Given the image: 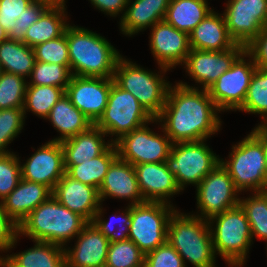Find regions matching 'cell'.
Here are the masks:
<instances>
[{
  "instance_id": "1",
  "label": "cell",
  "mask_w": 267,
  "mask_h": 267,
  "mask_svg": "<svg viewBox=\"0 0 267 267\" xmlns=\"http://www.w3.org/2000/svg\"><path fill=\"white\" fill-rule=\"evenodd\" d=\"M220 110L208 90L180 82L169 87L167 99L155 122L172 143L206 140L221 128Z\"/></svg>"
},
{
  "instance_id": "2",
  "label": "cell",
  "mask_w": 267,
  "mask_h": 267,
  "mask_svg": "<svg viewBox=\"0 0 267 267\" xmlns=\"http://www.w3.org/2000/svg\"><path fill=\"white\" fill-rule=\"evenodd\" d=\"M72 75L113 78L119 52L104 37L88 29L66 28Z\"/></svg>"
},
{
  "instance_id": "3",
  "label": "cell",
  "mask_w": 267,
  "mask_h": 267,
  "mask_svg": "<svg viewBox=\"0 0 267 267\" xmlns=\"http://www.w3.org/2000/svg\"><path fill=\"white\" fill-rule=\"evenodd\" d=\"M88 223L84 217L70 211L52 195L20 223L19 235L64 247Z\"/></svg>"
},
{
  "instance_id": "4",
  "label": "cell",
  "mask_w": 267,
  "mask_h": 267,
  "mask_svg": "<svg viewBox=\"0 0 267 267\" xmlns=\"http://www.w3.org/2000/svg\"><path fill=\"white\" fill-rule=\"evenodd\" d=\"M208 220L196 215L179 213L176 209L169 218L167 242L195 267H215V252Z\"/></svg>"
},
{
  "instance_id": "5",
  "label": "cell",
  "mask_w": 267,
  "mask_h": 267,
  "mask_svg": "<svg viewBox=\"0 0 267 267\" xmlns=\"http://www.w3.org/2000/svg\"><path fill=\"white\" fill-rule=\"evenodd\" d=\"M229 161L220 159L236 189L261 192L267 187L263 149V131L257 126L241 142L232 147Z\"/></svg>"
},
{
  "instance_id": "6",
  "label": "cell",
  "mask_w": 267,
  "mask_h": 267,
  "mask_svg": "<svg viewBox=\"0 0 267 267\" xmlns=\"http://www.w3.org/2000/svg\"><path fill=\"white\" fill-rule=\"evenodd\" d=\"M215 222L212 230L211 224ZM208 224L215 254L223 257L231 267L243 266L253 237L249 221L240 205L210 218Z\"/></svg>"
},
{
  "instance_id": "7",
  "label": "cell",
  "mask_w": 267,
  "mask_h": 267,
  "mask_svg": "<svg viewBox=\"0 0 267 267\" xmlns=\"http://www.w3.org/2000/svg\"><path fill=\"white\" fill-rule=\"evenodd\" d=\"M113 79L120 88L130 92L153 118L161 113L171 85L161 74L145 70L121 57Z\"/></svg>"
},
{
  "instance_id": "8",
  "label": "cell",
  "mask_w": 267,
  "mask_h": 267,
  "mask_svg": "<svg viewBox=\"0 0 267 267\" xmlns=\"http://www.w3.org/2000/svg\"><path fill=\"white\" fill-rule=\"evenodd\" d=\"M155 122L147 110L130 93L120 88L115 82L112 83L106 108L94 124L106 135H115V143L124 134L138 129L145 124Z\"/></svg>"
},
{
  "instance_id": "9",
  "label": "cell",
  "mask_w": 267,
  "mask_h": 267,
  "mask_svg": "<svg viewBox=\"0 0 267 267\" xmlns=\"http://www.w3.org/2000/svg\"><path fill=\"white\" fill-rule=\"evenodd\" d=\"M204 142H177L171 146L166 164L181 190L187 184L197 186L220 163Z\"/></svg>"
},
{
  "instance_id": "10",
  "label": "cell",
  "mask_w": 267,
  "mask_h": 267,
  "mask_svg": "<svg viewBox=\"0 0 267 267\" xmlns=\"http://www.w3.org/2000/svg\"><path fill=\"white\" fill-rule=\"evenodd\" d=\"M175 211L171 204L144 202L131 205L128 239L146 255L167 241V226Z\"/></svg>"
},
{
  "instance_id": "11",
  "label": "cell",
  "mask_w": 267,
  "mask_h": 267,
  "mask_svg": "<svg viewBox=\"0 0 267 267\" xmlns=\"http://www.w3.org/2000/svg\"><path fill=\"white\" fill-rule=\"evenodd\" d=\"M245 57L250 62H246ZM251 58V59H250ZM257 66L253 57L244 51L207 90L220 111L239 110L244 103L247 90Z\"/></svg>"
},
{
  "instance_id": "12",
  "label": "cell",
  "mask_w": 267,
  "mask_h": 267,
  "mask_svg": "<svg viewBox=\"0 0 267 267\" xmlns=\"http://www.w3.org/2000/svg\"><path fill=\"white\" fill-rule=\"evenodd\" d=\"M164 134V137L158 135L146 124L124 134L115 142L118 156L133 166L143 163L166 162L173 143L166 133Z\"/></svg>"
},
{
  "instance_id": "13",
  "label": "cell",
  "mask_w": 267,
  "mask_h": 267,
  "mask_svg": "<svg viewBox=\"0 0 267 267\" xmlns=\"http://www.w3.org/2000/svg\"><path fill=\"white\" fill-rule=\"evenodd\" d=\"M223 16L232 40L246 48L267 26V0H229Z\"/></svg>"
},
{
  "instance_id": "14",
  "label": "cell",
  "mask_w": 267,
  "mask_h": 267,
  "mask_svg": "<svg viewBox=\"0 0 267 267\" xmlns=\"http://www.w3.org/2000/svg\"><path fill=\"white\" fill-rule=\"evenodd\" d=\"M197 208L204 220L222 214L239 205L233 180L227 170L219 163L197 186Z\"/></svg>"
},
{
  "instance_id": "15",
  "label": "cell",
  "mask_w": 267,
  "mask_h": 267,
  "mask_svg": "<svg viewBox=\"0 0 267 267\" xmlns=\"http://www.w3.org/2000/svg\"><path fill=\"white\" fill-rule=\"evenodd\" d=\"M113 82V78L72 75L65 94L94 125L106 108Z\"/></svg>"
},
{
  "instance_id": "16",
  "label": "cell",
  "mask_w": 267,
  "mask_h": 267,
  "mask_svg": "<svg viewBox=\"0 0 267 267\" xmlns=\"http://www.w3.org/2000/svg\"><path fill=\"white\" fill-rule=\"evenodd\" d=\"M246 48L235 44L225 51H206L191 49L183 65L189 76L208 89L225 71L229 70L235 60Z\"/></svg>"
},
{
  "instance_id": "17",
  "label": "cell",
  "mask_w": 267,
  "mask_h": 267,
  "mask_svg": "<svg viewBox=\"0 0 267 267\" xmlns=\"http://www.w3.org/2000/svg\"><path fill=\"white\" fill-rule=\"evenodd\" d=\"M150 48L158 65L165 72L174 66L184 64L191 47L189 34L180 31L165 20L151 27Z\"/></svg>"
},
{
  "instance_id": "18",
  "label": "cell",
  "mask_w": 267,
  "mask_h": 267,
  "mask_svg": "<svg viewBox=\"0 0 267 267\" xmlns=\"http://www.w3.org/2000/svg\"><path fill=\"white\" fill-rule=\"evenodd\" d=\"M20 167L22 179L44 184L53 191L65 174L64 152L61 143L58 141L47 142Z\"/></svg>"
},
{
  "instance_id": "19",
  "label": "cell",
  "mask_w": 267,
  "mask_h": 267,
  "mask_svg": "<svg viewBox=\"0 0 267 267\" xmlns=\"http://www.w3.org/2000/svg\"><path fill=\"white\" fill-rule=\"evenodd\" d=\"M50 7L38 0H0V26L8 39L24 41L28 28Z\"/></svg>"
},
{
  "instance_id": "20",
  "label": "cell",
  "mask_w": 267,
  "mask_h": 267,
  "mask_svg": "<svg viewBox=\"0 0 267 267\" xmlns=\"http://www.w3.org/2000/svg\"><path fill=\"white\" fill-rule=\"evenodd\" d=\"M134 169L145 202L170 204L168 199L182 191L166 162L138 164L134 165Z\"/></svg>"
},
{
  "instance_id": "21",
  "label": "cell",
  "mask_w": 267,
  "mask_h": 267,
  "mask_svg": "<svg viewBox=\"0 0 267 267\" xmlns=\"http://www.w3.org/2000/svg\"><path fill=\"white\" fill-rule=\"evenodd\" d=\"M73 249L65 250L66 267H104L109 240L91 222L77 235Z\"/></svg>"
},
{
  "instance_id": "22",
  "label": "cell",
  "mask_w": 267,
  "mask_h": 267,
  "mask_svg": "<svg viewBox=\"0 0 267 267\" xmlns=\"http://www.w3.org/2000/svg\"><path fill=\"white\" fill-rule=\"evenodd\" d=\"M52 195L57 201L91 222L101 202L98 190L69 177L66 173L56 184Z\"/></svg>"
},
{
  "instance_id": "23",
  "label": "cell",
  "mask_w": 267,
  "mask_h": 267,
  "mask_svg": "<svg viewBox=\"0 0 267 267\" xmlns=\"http://www.w3.org/2000/svg\"><path fill=\"white\" fill-rule=\"evenodd\" d=\"M100 202L107 197L131 199L130 205L144 203L134 166L119 156L111 163L98 189Z\"/></svg>"
},
{
  "instance_id": "24",
  "label": "cell",
  "mask_w": 267,
  "mask_h": 267,
  "mask_svg": "<svg viewBox=\"0 0 267 267\" xmlns=\"http://www.w3.org/2000/svg\"><path fill=\"white\" fill-rule=\"evenodd\" d=\"M50 196L52 190L46 185L21 178L17 187L2 203L6 214L19 226L29 213Z\"/></svg>"
},
{
  "instance_id": "25",
  "label": "cell",
  "mask_w": 267,
  "mask_h": 267,
  "mask_svg": "<svg viewBox=\"0 0 267 267\" xmlns=\"http://www.w3.org/2000/svg\"><path fill=\"white\" fill-rule=\"evenodd\" d=\"M191 49L225 51L236 43L230 37L224 16L210 12L189 34Z\"/></svg>"
},
{
  "instance_id": "26",
  "label": "cell",
  "mask_w": 267,
  "mask_h": 267,
  "mask_svg": "<svg viewBox=\"0 0 267 267\" xmlns=\"http://www.w3.org/2000/svg\"><path fill=\"white\" fill-rule=\"evenodd\" d=\"M171 0H129L120 18V30L128 36L164 20ZM131 3V4H130ZM130 5V6H129ZM129 6V7H128Z\"/></svg>"
},
{
  "instance_id": "27",
  "label": "cell",
  "mask_w": 267,
  "mask_h": 267,
  "mask_svg": "<svg viewBox=\"0 0 267 267\" xmlns=\"http://www.w3.org/2000/svg\"><path fill=\"white\" fill-rule=\"evenodd\" d=\"M105 135L101 129L92 125L87 131L61 141L64 165H79L104 153L113 144L112 141L106 144L103 140Z\"/></svg>"
},
{
  "instance_id": "28",
  "label": "cell",
  "mask_w": 267,
  "mask_h": 267,
  "mask_svg": "<svg viewBox=\"0 0 267 267\" xmlns=\"http://www.w3.org/2000/svg\"><path fill=\"white\" fill-rule=\"evenodd\" d=\"M34 247L19 254L0 257V267H66L65 247L34 241Z\"/></svg>"
},
{
  "instance_id": "29",
  "label": "cell",
  "mask_w": 267,
  "mask_h": 267,
  "mask_svg": "<svg viewBox=\"0 0 267 267\" xmlns=\"http://www.w3.org/2000/svg\"><path fill=\"white\" fill-rule=\"evenodd\" d=\"M46 119L51 121L54 128L61 134L58 138L51 140L58 142L85 132L93 125L92 122L72 104L66 94L52 107Z\"/></svg>"
},
{
  "instance_id": "30",
  "label": "cell",
  "mask_w": 267,
  "mask_h": 267,
  "mask_svg": "<svg viewBox=\"0 0 267 267\" xmlns=\"http://www.w3.org/2000/svg\"><path fill=\"white\" fill-rule=\"evenodd\" d=\"M65 10L63 6H50L39 20L28 28L23 43L33 48L62 36L69 25L66 24Z\"/></svg>"
},
{
  "instance_id": "31",
  "label": "cell",
  "mask_w": 267,
  "mask_h": 267,
  "mask_svg": "<svg viewBox=\"0 0 267 267\" xmlns=\"http://www.w3.org/2000/svg\"><path fill=\"white\" fill-rule=\"evenodd\" d=\"M212 11L206 0H171L164 20L190 34Z\"/></svg>"
},
{
  "instance_id": "32",
  "label": "cell",
  "mask_w": 267,
  "mask_h": 267,
  "mask_svg": "<svg viewBox=\"0 0 267 267\" xmlns=\"http://www.w3.org/2000/svg\"><path fill=\"white\" fill-rule=\"evenodd\" d=\"M118 157V151L113 143L104 153L96 158L86 160L79 165H64L65 173L83 184L95 187L102 185L111 163Z\"/></svg>"
},
{
  "instance_id": "33",
  "label": "cell",
  "mask_w": 267,
  "mask_h": 267,
  "mask_svg": "<svg viewBox=\"0 0 267 267\" xmlns=\"http://www.w3.org/2000/svg\"><path fill=\"white\" fill-rule=\"evenodd\" d=\"M35 61L33 48L25 43L9 39L0 43V62L3 72L24 78L30 77Z\"/></svg>"
},
{
  "instance_id": "34",
  "label": "cell",
  "mask_w": 267,
  "mask_h": 267,
  "mask_svg": "<svg viewBox=\"0 0 267 267\" xmlns=\"http://www.w3.org/2000/svg\"><path fill=\"white\" fill-rule=\"evenodd\" d=\"M65 94L60 87L48 85H27L23 111H32L37 116L45 119L50 114L52 107Z\"/></svg>"
},
{
  "instance_id": "35",
  "label": "cell",
  "mask_w": 267,
  "mask_h": 267,
  "mask_svg": "<svg viewBox=\"0 0 267 267\" xmlns=\"http://www.w3.org/2000/svg\"><path fill=\"white\" fill-rule=\"evenodd\" d=\"M239 111L260 114L262 119L267 117V68H256Z\"/></svg>"
},
{
  "instance_id": "36",
  "label": "cell",
  "mask_w": 267,
  "mask_h": 267,
  "mask_svg": "<svg viewBox=\"0 0 267 267\" xmlns=\"http://www.w3.org/2000/svg\"><path fill=\"white\" fill-rule=\"evenodd\" d=\"M249 221L252 237L267 241V198L261 192H254V196L239 199Z\"/></svg>"
},
{
  "instance_id": "37",
  "label": "cell",
  "mask_w": 267,
  "mask_h": 267,
  "mask_svg": "<svg viewBox=\"0 0 267 267\" xmlns=\"http://www.w3.org/2000/svg\"><path fill=\"white\" fill-rule=\"evenodd\" d=\"M145 254L131 240L109 243L106 267H144Z\"/></svg>"
},
{
  "instance_id": "38",
  "label": "cell",
  "mask_w": 267,
  "mask_h": 267,
  "mask_svg": "<svg viewBox=\"0 0 267 267\" xmlns=\"http://www.w3.org/2000/svg\"><path fill=\"white\" fill-rule=\"evenodd\" d=\"M71 76L70 70L64 65L35 61L30 74L31 82H28V85H48L65 90Z\"/></svg>"
},
{
  "instance_id": "39",
  "label": "cell",
  "mask_w": 267,
  "mask_h": 267,
  "mask_svg": "<svg viewBox=\"0 0 267 267\" xmlns=\"http://www.w3.org/2000/svg\"><path fill=\"white\" fill-rule=\"evenodd\" d=\"M26 78L3 72L0 76V110L23 108L27 89Z\"/></svg>"
},
{
  "instance_id": "40",
  "label": "cell",
  "mask_w": 267,
  "mask_h": 267,
  "mask_svg": "<svg viewBox=\"0 0 267 267\" xmlns=\"http://www.w3.org/2000/svg\"><path fill=\"white\" fill-rule=\"evenodd\" d=\"M35 60L48 64H60L70 70L68 42L65 33L53 40L41 43L33 47Z\"/></svg>"
},
{
  "instance_id": "41",
  "label": "cell",
  "mask_w": 267,
  "mask_h": 267,
  "mask_svg": "<svg viewBox=\"0 0 267 267\" xmlns=\"http://www.w3.org/2000/svg\"><path fill=\"white\" fill-rule=\"evenodd\" d=\"M25 114L23 108L0 110V154L11 153L6 146L23 129Z\"/></svg>"
},
{
  "instance_id": "42",
  "label": "cell",
  "mask_w": 267,
  "mask_h": 267,
  "mask_svg": "<svg viewBox=\"0 0 267 267\" xmlns=\"http://www.w3.org/2000/svg\"><path fill=\"white\" fill-rule=\"evenodd\" d=\"M102 206L99 205L98 211L93 217L91 223L106 237L110 243L124 241L128 239L129 225L131 222V205L125 209V212L121 213V217L116 215L111 218L110 221L102 220ZM113 220L118 221L122 226L118 229H114ZM115 223V222H114Z\"/></svg>"
},
{
  "instance_id": "43",
  "label": "cell",
  "mask_w": 267,
  "mask_h": 267,
  "mask_svg": "<svg viewBox=\"0 0 267 267\" xmlns=\"http://www.w3.org/2000/svg\"><path fill=\"white\" fill-rule=\"evenodd\" d=\"M17 155L0 154V200L1 202L17 187L21 180V164Z\"/></svg>"
},
{
  "instance_id": "44",
  "label": "cell",
  "mask_w": 267,
  "mask_h": 267,
  "mask_svg": "<svg viewBox=\"0 0 267 267\" xmlns=\"http://www.w3.org/2000/svg\"><path fill=\"white\" fill-rule=\"evenodd\" d=\"M144 267H186L178 252L166 241L145 255Z\"/></svg>"
},
{
  "instance_id": "45",
  "label": "cell",
  "mask_w": 267,
  "mask_h": 267,
  "mask_svg": "<svg viewBox=\"0 0 267 267\" xmlns=\"http://www.w3.org/2000/svg\"><path fill=\"white\" fill-rule=\"evenodd\" d=\"M18 236H20L19 226L6 214L0 201V251L13 248Z\"/></svg>"
},
{
  "instance_id": "46",
  "label": "cell",
  "mask_w": 267,
  "mask_h": 267,
  "mask_svg": "<svg viewBox=\"0 0 267 267\" xmlns=\"http://www.w3.org/2000/svg\"><path fill=\"white\" fill-rule=\"evenodd\" d=\"M246 51L253 57L257 67L267 68V26L246 47Z\"/></svg>"
},
{
  "instance_id": "47",
  "label": "cell",
  "mask_w": 267,
  "mask_h": 267,
  "mask_svg": "<svg viewBox=\"0 0 267 267\" xmlns=\"http://www.w3.org/2000/svg\"><path fill=\"white\" fill-rule=\"evenodd\" d=\"M95 8L105 12L110 16H117L121 11H125L129 0H90Z\"/></svg>"
},
{
  "instance_id": "48",
  "label": "cell",
  "mask_w": 267,
  "mask_h": 267,
  "mask_svg": "<svg viewBox=\"0 0 267 267\" xmlns=\"http://www.w3.org/2000/svg\"><path fill=\"white\" fill-rule=\"evenodd\" d=\"M41 2H45L50 6H63L65 7V0H38Z\"/></svg>"
},
{
  "instance_id": "49",
  "label": "cell",
  "mask_w": 267,
  "mask_h": 267,
  "mask_svg": "<svg viewBox=\"0 0 267 267\" xmlns=\"http://www.w3.org/2000/svg\"><path fill=\"white\" fill-rule=\"evenodd\" d=\"M263 149H264V160L266 165V180H267V133L263 132Z\"/></svg>"
},
{
  "instance_id": "50",
  "label": "cell",
  "mask_w": 267,
  "mask_h": 267,
  "mask_svg": "<svg viewBox=\"0 0 267 267\" xmlns=\"http://www.w3.org/2000/svg\"><path fill=\"white\" fill-rule=\"evenodd\" d=\"M8 39L7 32L0 26V43Z\"/></svg>"
},
{
  "instance_id": "51",
  "label": "cell",
  "mask_w": 267,
  "mask_h": 267,
  "mask_svg": "<svg viewBox=\"0 0 267 267\" xmlns=\"http://www.w3.org/2000/svg\"><path fill=\"white\" fill-rule=\"evenodd\" d=\"M264 123L258 125V127L265 133H267V117L263 119Z\"/></svg>"
},
{
  "instance_id": "52",
  "label": "cell",
  "mask_w": 267,
  "mask_h": 267,
  "mask_svg": "<svg viewBox=\"0 0 267 267\" xmlns=\"http://www.w3.org/2000/svg\"><path fill=\"white\" fill-rule=\"evenodd\" d=\"M261 193L267 198V187L262 190Z\"/></svg>"
},
{
  "instance_id": "53",
  "label": "cell",
  "mask_w": 267,
  "mask_h": 267,
  "mask_svg": "<svg viewBox=\"0 0 267 267\" xmlns=\"http://www.w3.org/2000/svg\"><path fill=\"white\" fill-rule=\"evenodd\" d=\"M2 73H3V69H2V66H1V62H0V76H1Z\"/></svg>"
}]
</instances>
